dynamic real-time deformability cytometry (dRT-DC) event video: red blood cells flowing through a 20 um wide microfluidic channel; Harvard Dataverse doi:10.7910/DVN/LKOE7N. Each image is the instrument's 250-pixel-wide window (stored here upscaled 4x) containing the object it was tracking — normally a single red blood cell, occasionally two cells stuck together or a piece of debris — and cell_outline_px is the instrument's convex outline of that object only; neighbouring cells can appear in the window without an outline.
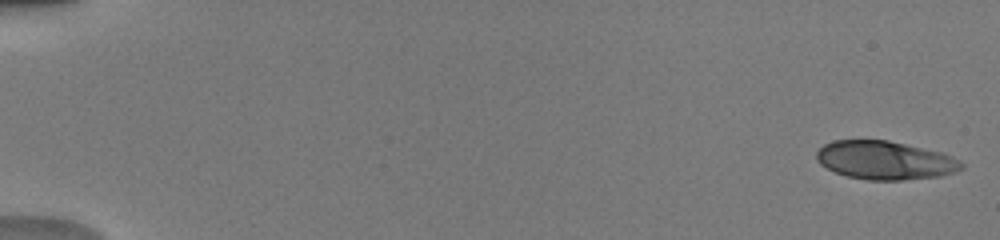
{"species": "human", "species_latin": "Homo sapiens", "temperature_condition": "warm", "stored_images_in_passage": 51, "camera_frame_rate_fps": 3000, "um_per_image_px": 0.085, "donor": {"sex": "male"}, "frame": {"image": 1, "passage_image": 1, "time_ms": 0.0, "image_size_px": [1000, 240], "cell_outline_px": [[964, 168], [940, 176], [900, 180], [868, 180], [848, 176], [836, 172], [820, 164], [816, 160], [816, 152], [824, 144], [832, 140], [888, 140], [944, 152], [960, 160], [964, 164]], "centroid_in_image_um": [75.24, 13.61], "position_along_channel_um": 9.8, "area_um2": 32.6}}
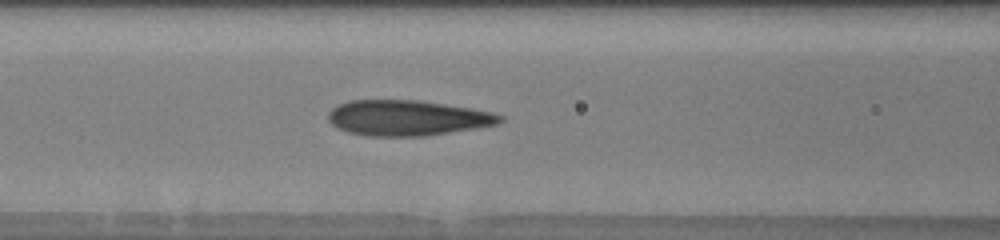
{"frame": {"image": 2, "passage_image": 23, "time_ms": 7.333, "image_size_px": [1000, 240], "cell_outline_px": [[504, 120], [500, 124], [476, 128], [424, 136], [368, 136], [348, 132], [336, 128], [328, 120], [328, 112], [332, 108], [348, 100], [420, 100], [492, 112], [504, 116]], "centroid_in_image_um": [34.62, 10.02], "position_along_channel_um": 132.0, "area_um2": 35.55}}
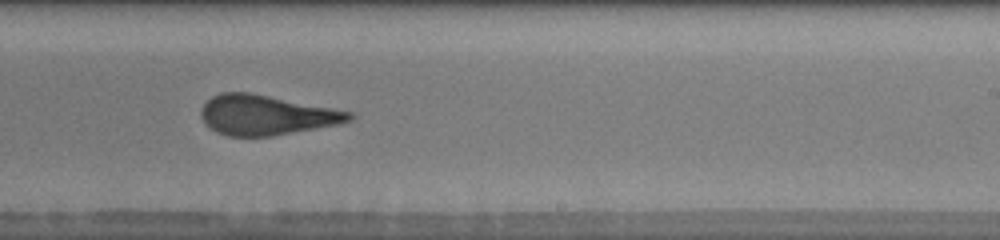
{"frame": {"image": 3, "passage_image": 33, "time_ms": 10.667, "image_size_px": [1000, 240], "cell_outline_px": [[356, 116], [352, 120], [340, 124], [272, 136], [228, 136], [216, 132], [208, 128], [204, 124], [200, 116], [200, 108], [212, 96], [220, 92], [248, 92], [332, 108], [352, 112]], "centroid_in_image_um": [22.6, 9.79], "position_along_channel_um": 266.4, "area_um2": 34.56}, "authors_computed_cell_mechanics": {"area_um2": 34.391, "velocity_mm_per_s": 4.0323, "shape_relaxation_time_tau1_ms": 10.8344, "shape_relaxation_time_tau2_ms": 1.1746, "deformation_change_tau1": 0.283, "deformation_change_tau2": 0.0724}}